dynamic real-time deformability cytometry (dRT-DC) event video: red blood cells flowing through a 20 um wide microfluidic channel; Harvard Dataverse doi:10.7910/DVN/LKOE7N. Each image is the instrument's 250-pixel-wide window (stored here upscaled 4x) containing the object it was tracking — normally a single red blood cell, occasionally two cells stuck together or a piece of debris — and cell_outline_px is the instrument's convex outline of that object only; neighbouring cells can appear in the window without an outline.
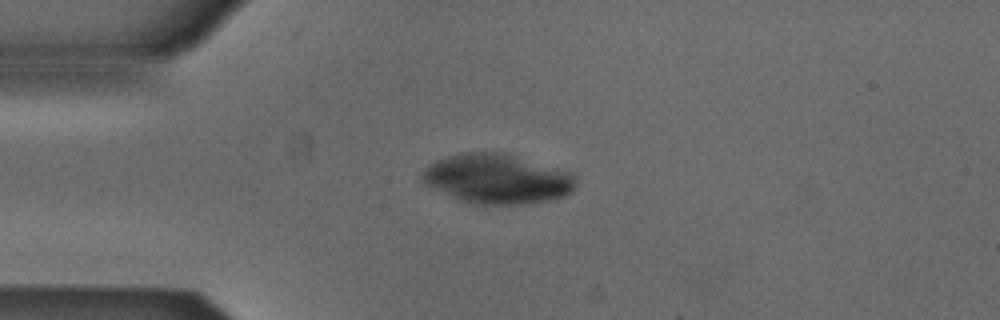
{"species": "Egyptian fruit bat (a non-hibernating species)", "species_latin": "Rousettus aegyptiacus", "temperature_condition": "cold", "stored_images_in_passage": 40, "camera_frame_rate_fps": 3000, "um_per_image_px": 0.085, "animal": {"sex": "male"}, "frame": {"image": 1, "passage_image": 1, "time_ms": 0.0, "image_size_px": [1000, 320], "cell_outline_px": [[576, 188], [572, 192], [564, 196], [548, 200], [524, 204], [468, 204], [424, 184], [420, 180], [420, 176], [424, 168], [428, 164], [436, 160], [460, 152], [500, 152], [572, 172], [576, 176]], "centroid_in_image_um": [42.24, 15.21], "position_along_channel_um": 42.8, "area_um2": 44.68}}
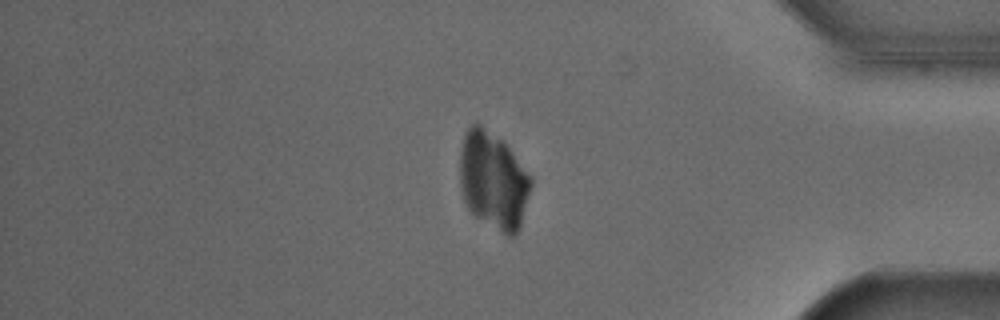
{"frame": {"image": 2, "passage_image": 32, "time_ms": 10.333, "image_size_px": [1000, 320], "cell_outline_px": [[532, 184], [520, 228], [512, 236], [508, 236], [476, 216], [468, 208], [464, 200], [460, 188], [460, 152], [464, 136], [468, 128], [472, 124], [480, 124], [504, 140], [532, 180]], "centroid_in_image_um": [41.92, 15.32], "position_along_channel_um": 393.3, "area_um2": 40.06}}
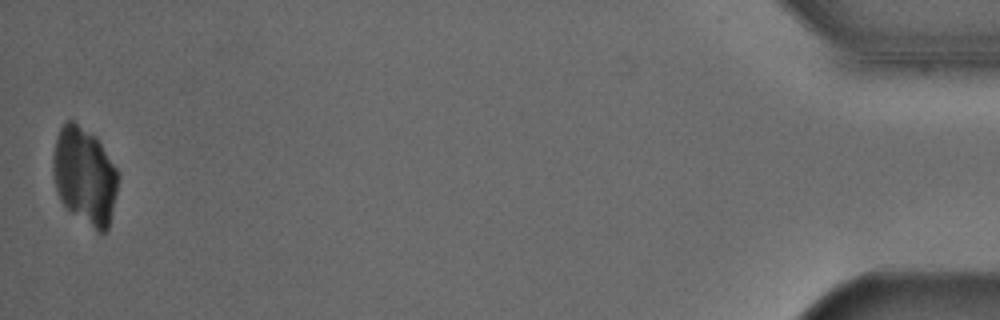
{"frame": {"image": 3, "passage_image": 40, "time_ms": 13.0, "image_size_px": [1000, 320], "cell_outline_px": [[120, 176], [108, 232], [100, 236], [72, 212], [60, 200], [52, 176], [52, 156], [56, 136], [60, 128], [68, 120], [72, 120], [96, 136], [116, 168]], "centroid_in_image_um": [7.2, 14.98], "position_along_channel_um": 428.0, "area_um2": 37.45}}